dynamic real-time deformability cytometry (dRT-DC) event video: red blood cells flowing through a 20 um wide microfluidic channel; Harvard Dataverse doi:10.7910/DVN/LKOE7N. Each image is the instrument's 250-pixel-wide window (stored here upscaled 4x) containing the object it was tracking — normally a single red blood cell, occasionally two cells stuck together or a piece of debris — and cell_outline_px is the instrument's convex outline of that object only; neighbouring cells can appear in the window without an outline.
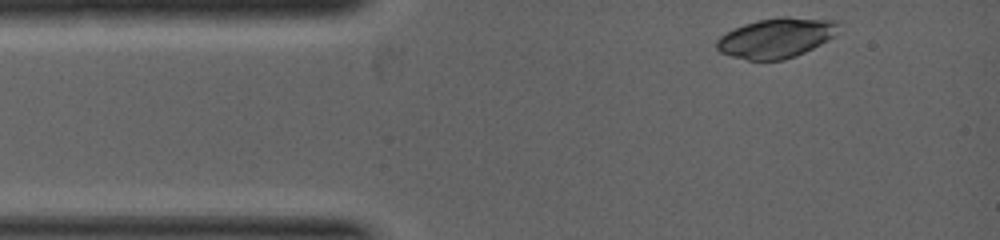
{"species": "common noctule bat (a hibernating species)", "species_latin": "Nyctalus noctula", "temperature_condition": "warm", "stored_images_in_passage": 25, "camera_frame_rate_fps": 5000, "um_per_image_px": 0.085, "animal": {"sex": "female", "body_mass_g": 19.0, "forearm_length_mm": 53.3}, "frame": {"image": 1, "passage_image": 1, "time_ms": 0.0, "image_size_px": [1000, 240], "cell_outline_px": [[840, 24], [832, 36], [820, 44], [796, 56], [784, 60], [748, 60], [732, 56], [720, 52], [716, 48], [716, 40], [720, 36], [744, 24], [756, 20], [780, 16], [788, 16], [836, 20]], "centroid_in_image_um": [65.96, 3.21], "position_along_channel_um": 19.0, "area_um2": 28.21}}
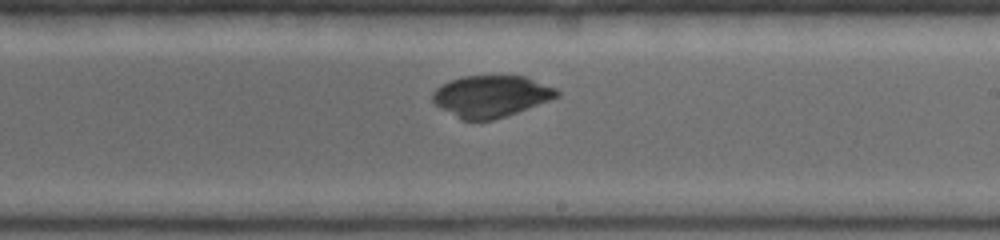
{"frame": {"image": 2, "passage_image": 15, "time_ms": 3.6, "image_size_px": [1000, 240], "cell_outline_px": [[560, 96], [516, 112], [492, 120], [460, 120], [436, 104], [432, 100], [432, 92], [440, 84], [460, 76], [524, 76], [556, 88], [560, 92]], "centroid_in_image_um": [41.71, 8.17], "position_along_channel_um": 247.3, "area_um2": 29.94}}
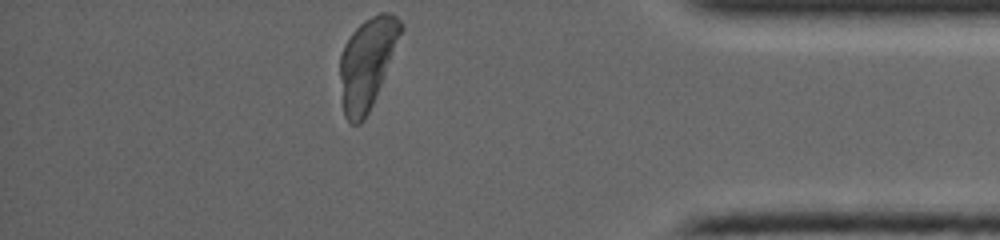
{"frame": {"image": 3, "passage_image": 25, "time_ms": 6.0, "image_size_px": [1000, 240], "cell_outline_px": [[404, 28], [372, 104], [364, 120], [360, 124], [352, 124], [344, 116], [340, 76], [340, 56], [344, 44], [352, 32], [364, 20], [380, 12], [388, 12], [396, 16], [404, 24]], "centroid_in_image_um": [31.2, 5.33], "position_along_channel_um": 404.0, "area_um2": 31.73}}